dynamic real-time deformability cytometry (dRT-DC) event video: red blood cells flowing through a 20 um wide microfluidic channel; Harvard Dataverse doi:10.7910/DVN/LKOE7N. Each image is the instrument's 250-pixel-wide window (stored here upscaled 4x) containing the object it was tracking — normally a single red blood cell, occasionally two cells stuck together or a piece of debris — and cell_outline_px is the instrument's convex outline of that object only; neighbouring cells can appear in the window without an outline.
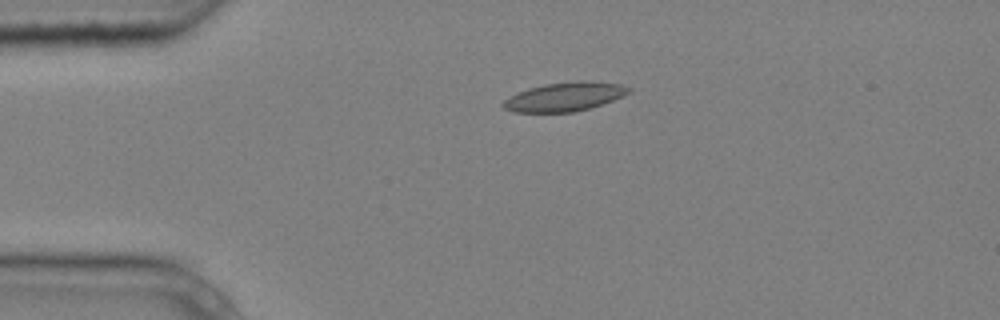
{"species": "common noctule bat (a hibernating species)", "species_latin": "Nyctalus noctula", "temperature_condition": "cold", "stored_images_in_passage": 6, "segment_of_instrument_passage": [1, 2], "camera_frame_rate_fps": 3000, "um_per_image_px": 0.085, "animal": {"sex": "male", "body_mass_g": 20.4}, "frame": {"image": 1, "passage_image": 4, "time_ms": 1.0, "image_size_px": [1000, 320], "cell_outline_px": [[632, 88], [624, 96], [588, 108], [572, 112], [512, 112], [504, 108], [500, 104], [504, 100], [528, 88], [544, 84], [576, 80], [592, 80], [620, 84]], "centroid_in_image_um": [48.0, 8.21], "position_along_channel_um": 37.0, "area_um2": 21.1}}